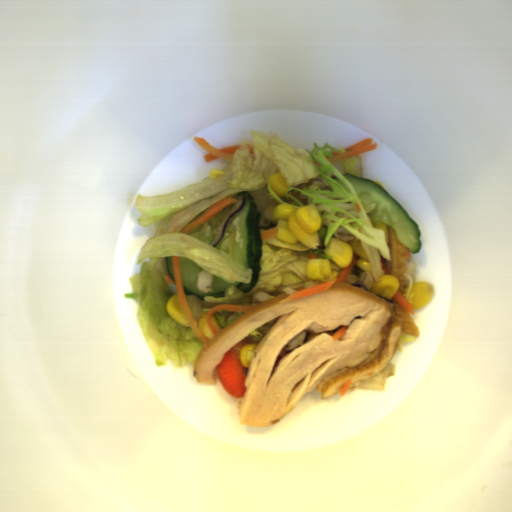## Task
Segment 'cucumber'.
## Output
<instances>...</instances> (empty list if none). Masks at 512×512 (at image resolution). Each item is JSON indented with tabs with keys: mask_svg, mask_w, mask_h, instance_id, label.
Masks as SVG:
<instances>
[{
	"mask_svg": "<svg viewBox=\"0 0 512 512\" xmlns=\"http://www.w3.org/2000/svg\"><path fill=\"white\" fill-rule=\"evenodd\" d=\"M241 196H245L242 209L231 218L222 241L215 247L229 255L230 241L233 229L236 226L235 238L231 247V259L238 261L245 269H253L250 283H228L220 277L214 276L211 293H201L197 288V277L204 269L190 258L179 256L182 286L185 295H196L202 301L205 297H225V290L230 286L236 287L238 291L245 293L253 290L256 286L262 270L260 267V260L263 255L260 228L262 215L249 191L238 193L232 198L237 200Z\"/></svg>",
	"mask_w": 512,
	"mask_h": 512,
	"instance_id": "cucumber-1",
	"label": "cucumber"
},
{
	"mask_svg": "<svg viewBox=\"0 0 512 512\" xmlns=\"http://www.w3.org/2000/svg\"><path fill=\"white\" fill-rule=\"evenodd\" d=\"M331 179H333L334 181H336L338 184H340L347 193H351V191L349 190L347 184L345 182H343L340 178H338L337 176H333ZM352 194V193H351Z\"/></svg>",
	"mask_w": 512,
	"mask_h": 512,
	"instance_id": "cucumber-5",
	"label": "cucumber"
},
{
	"mask_svg": "<svg viewBox=\"0 0 512 512\" xmlns=\"http://www.w3.org/2000/svg\"><path fill=\"white\" fill-rule=\"evenodd\" d=\"M234 204V203H233ZM233 204L225 207L218 214H216L213 218L201 224L200 226L185 232L186 235H191L196 239H200L208 245L212 242L215 237L214 229L219 226L231 210Z\"/></svg>",
	"mask_w": 512,
	"mask_h": 512,
	"instance_id": "cucumber-3",
	"label": "cucumber"
},
{
	"mask_svg": "<svg viewBox=\"0 0 512 512\" xmlns=\"http://www.w3.org/2000/svg\"><path fill=\"white\" fill-rule=\"evenodd\" d=\"M165 263H166V271L169 276L175 281L174 276V270H173V264H172V256L165 257Z\"/></svg>",
	"mask_w": 512,
	"mask_h": 512,
	"instance_id": "cucumber-4",
	"label": "cucumber"
},
{
	"mask_svg": "<svg viewBox=\"0 0 512 512\" xmlns=\"http://www.w3.org/2000/svg\"><path fill=\"white\" fill-rule=\"evenodd\" d=\"M341 176L353 186L371 223L384 222L390 225L402 245L411 253H419L422 245L420 227L392 195L370 179L348 172Z\"/></svg>",
	"mask_w": 512,
	"mask_h": 512,
	"instance_id": "cucumber-2",
	"label": "cucumber"
}]
</instances>
